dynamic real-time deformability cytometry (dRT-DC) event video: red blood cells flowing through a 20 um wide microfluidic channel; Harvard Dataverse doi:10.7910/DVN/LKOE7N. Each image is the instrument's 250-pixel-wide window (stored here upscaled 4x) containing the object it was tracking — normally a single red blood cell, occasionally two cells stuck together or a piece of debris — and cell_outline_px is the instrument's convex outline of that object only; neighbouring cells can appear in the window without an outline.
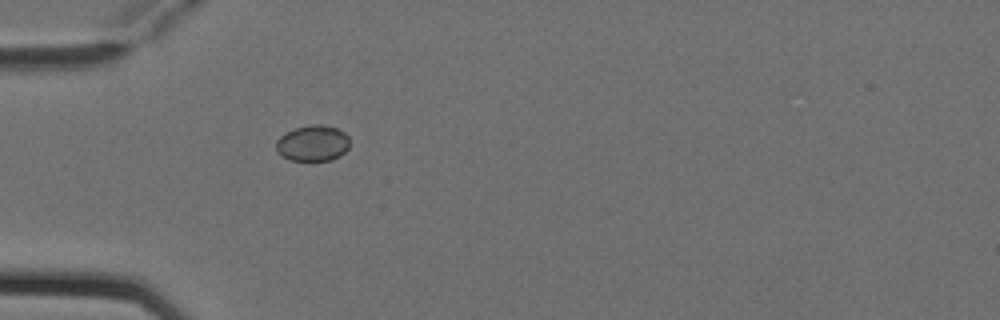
{"species": "Egyptian fruit bat (a non-hibernating species)", "species_latin": "Rousettus aegyptiacus", "temperature_condition": "cold", "stored_images_in_passage": 1, "camera_frame_rate_fps": 3000, "um_per_image_px": 0.085, "animal": {"sex": "female"}, "frame": {"image": 1, "passage_image": 1, "time_ms": 0.0, "image_size_px": [1000, 320], "cell_outline_px": [[348, 148], [340, 156], [332, 160], [288, 160], [280, 156], [276, 152], [276, 140], [280, 136], [296, 128], [312, 124], [320, 124], [336, 128], [344, 132], [348, 136]], "centroid_in_image_um": [26.56, 12.19], "position_along_channel_um": 58.4, "area_um2": 15.43}}